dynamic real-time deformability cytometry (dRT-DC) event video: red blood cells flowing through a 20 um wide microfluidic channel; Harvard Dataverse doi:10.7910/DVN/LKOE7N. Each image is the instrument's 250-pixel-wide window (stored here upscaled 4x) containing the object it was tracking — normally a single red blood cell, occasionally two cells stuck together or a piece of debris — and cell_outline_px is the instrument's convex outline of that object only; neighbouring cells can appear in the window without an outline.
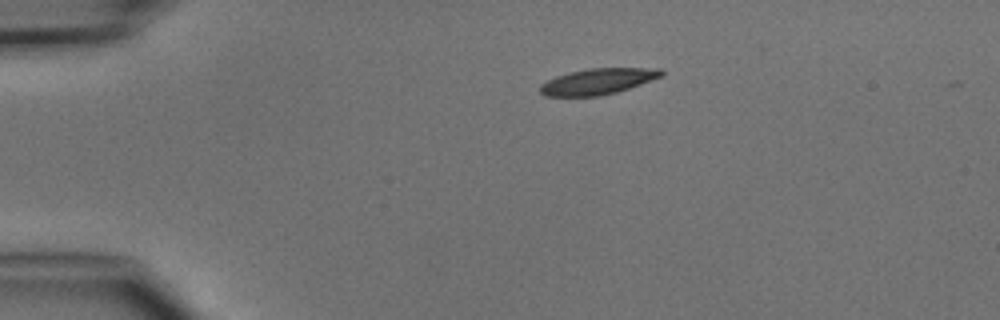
{"species": "common noctule bat (a hibernating species)", "species_latin": "Nyctalus noctula", "temperature_condition": "cold", "stored_images_in_passage": 1, "camera_frame_rate_fps": 3000, "um_per_image_px": 0.085, "animal": {"sex": "male", "body_mass_g": 15.6}, "frame": {"image": 1, "passage_image": 1, "time_ms": 0.0, "image_size_px": [1000, 320], "cell_outline_px": [[664, 76], [616, 92], [600, 96], [544, 96], [540, 92], [540, 84], [556, 76], [568, 72], [588, 68], [660, 68], [664, 72]], "centroid_in_image_um": [50.81, 6.91], "position_along_channel_um": 34.2, "area_um2": 18.38}}